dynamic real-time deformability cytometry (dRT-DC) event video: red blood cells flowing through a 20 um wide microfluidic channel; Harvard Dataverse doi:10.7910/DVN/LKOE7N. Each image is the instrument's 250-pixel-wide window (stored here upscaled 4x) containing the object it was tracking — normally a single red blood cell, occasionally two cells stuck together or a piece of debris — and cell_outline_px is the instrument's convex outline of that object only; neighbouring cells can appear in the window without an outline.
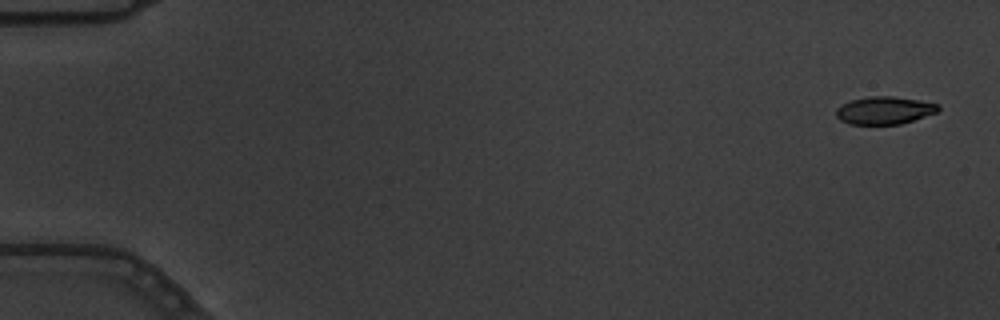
{"species": "common noctule bat (a hibernating species)", "species_latin": "Nyctalus noctula", "temperature_condition": "warm", "stored_images_in_passage": 6, "segment_of_instrument_passage": [2, 2], "camera_frame_rate_fps": 3000, "um_per_image_px": 0.085, "animal": {"sex": "male", "body_mass_g": 19.5, "forearm_length_mm": 54.6}, "frame": {"image": 1, "passage_image": 6, "time_ms": 1.667, "image_size_px": [1000, 320], "cell_outline_px": [[940, 108], [936, 112], [900, 124], [848, 124], [840, 120], [836, 116], [836, 108], [852, 100], [868, 96], [892, 96], [920, 100], [940, 104]], "centroid_in_image_um": [75.17, 9.37], "position_along_channel_um": 9.8, "area_um2": 16.36}}